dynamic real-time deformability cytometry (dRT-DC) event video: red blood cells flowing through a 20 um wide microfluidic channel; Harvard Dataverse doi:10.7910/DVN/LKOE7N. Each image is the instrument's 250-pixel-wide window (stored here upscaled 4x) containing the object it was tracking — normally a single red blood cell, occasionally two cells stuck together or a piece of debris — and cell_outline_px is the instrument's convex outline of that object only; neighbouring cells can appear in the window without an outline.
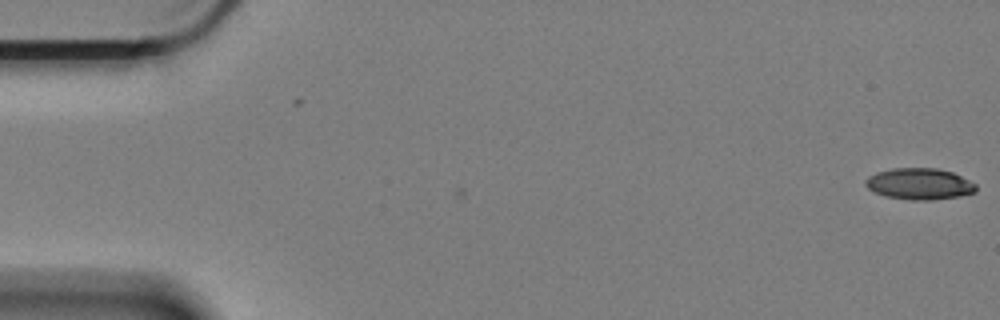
{"species": "Egyptian fruit bat (a non-hibernating species)", "species_latin": "Rousettus aegyptiacus", "temperature_condition": "cold", "stored_images_in_passage": 2, "camera_frame_rate_fps": 3000, "um_per_image_px": 0.085, "animal": {"sex": "female"}, "frame": {"image": 1, "passage_image": 2, "time_ms": 0.333, "image_size_px": [1000, 320], "cell_outline_px": [[976, 192], [960, 196], [932, 200], [908, 200], [884, 196], [868, 188], [864, 184], [864, 180], [868, 176], [876, 172], [892, 168], [936, 168], [952, 172], [976, 184]], "centroid_in_image_um": [78.12, 15.63], "position_along_channel_um": 6.9, "area_um2": 20.29}}